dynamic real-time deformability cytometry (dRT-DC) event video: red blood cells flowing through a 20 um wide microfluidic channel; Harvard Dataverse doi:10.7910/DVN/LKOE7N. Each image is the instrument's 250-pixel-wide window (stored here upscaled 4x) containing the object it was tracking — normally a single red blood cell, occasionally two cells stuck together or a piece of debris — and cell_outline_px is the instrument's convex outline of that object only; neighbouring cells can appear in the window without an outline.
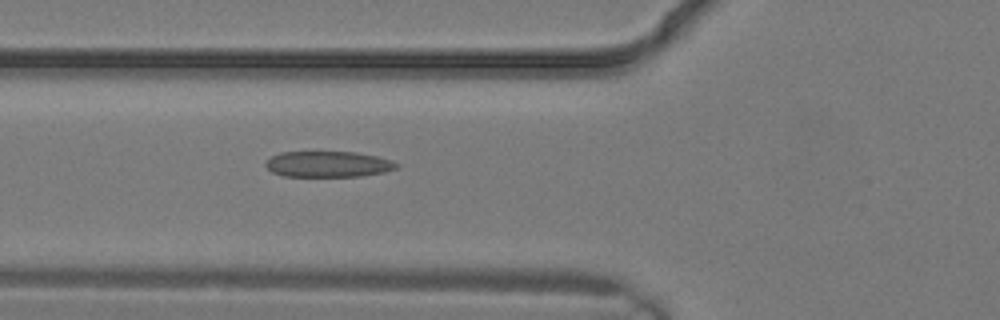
{"species": "common noctule bat (a hibernating species)", "species_latin": "Nyctalus noctula", "temperature_condition": "warm", "stored_images_in_passage": 2, "camera_frame_rate_fps": 3000, "um_per_image_px": 0.085, "animal": {"sex": "male", "body_mass_g": 19.2, "forearm_length_mm": 51.8}, "frame": {"image": 1, "passage_image": 2, "time_ms": 0.333, "image_size_px": [1000, 320], "cell_outline_px": [[400, 168], [384, 172], [360, 176], [284, 176], [272, 172], [264, 164], [272, 156], [280, 152], [356, 152], [376, 156], [392, 160], [400, 164]], "centroid_in_image_um": [27.94, 13.95], "position_along_channel_um": 97.9, "area_um2": 19.77}}